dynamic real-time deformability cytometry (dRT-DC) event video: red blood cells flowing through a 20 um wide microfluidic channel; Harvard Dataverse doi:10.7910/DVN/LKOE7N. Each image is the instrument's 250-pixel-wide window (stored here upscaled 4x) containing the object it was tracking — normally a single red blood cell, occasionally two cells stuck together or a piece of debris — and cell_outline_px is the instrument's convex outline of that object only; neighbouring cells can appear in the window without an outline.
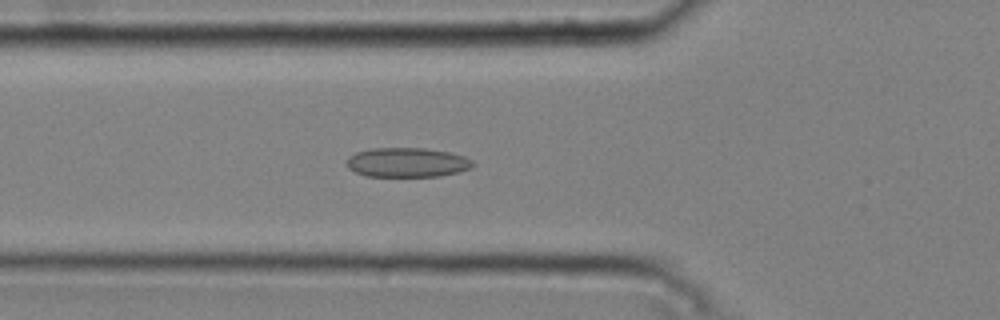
{"species": "common noctule bat (a hibernating species)", "species_latin": "Nyctalus noctula", "temperature_condition": "cold", "stored_images_in_passage": 48, "camera_frame_rate_fps": 3000, "um_per_image_px": 0.085, "animal": {"sex": "male", "body_mass_g": 20.4}, "frame": {"image": 1, "passage_image": 17, "time_ms": 5.333, "image_size_px": [1000, 320], "cell_outline_px": [[476, 164], [460, 172], [440, 176], [368, 176], [356, 172], [348, 168], [348, 156], [356, 152], [372, 148], [424, 148], [448, 152], [464, 156], [472, 160]], "centroid_in_image_um": [34.62, 13.8], "position_along_channel_um": 91.2, "area_um2": 21.56}}
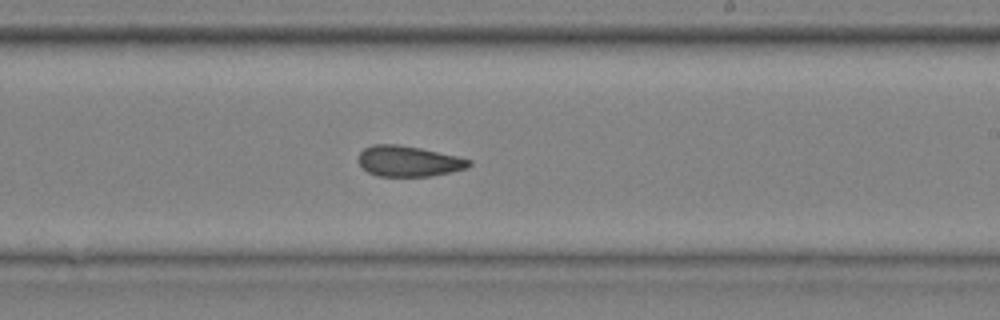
{"frame": {"image": 2, "passage_image": 30, "time_ms": 9.667, "image_size_px": [1000, 320], "cell_outline_px": [[472, 164], [468, 168], [432, 176], [376, 176], [368, 172], [360, 164], [360, 152], [364, 148], [372, 144], [396, 144], [420, 148], [456, 156], [472, 160]], "centroid_in_image_um": [34.75, 13.7], "position_along_channel_um": 254.3, "area_um2": 19.65}}
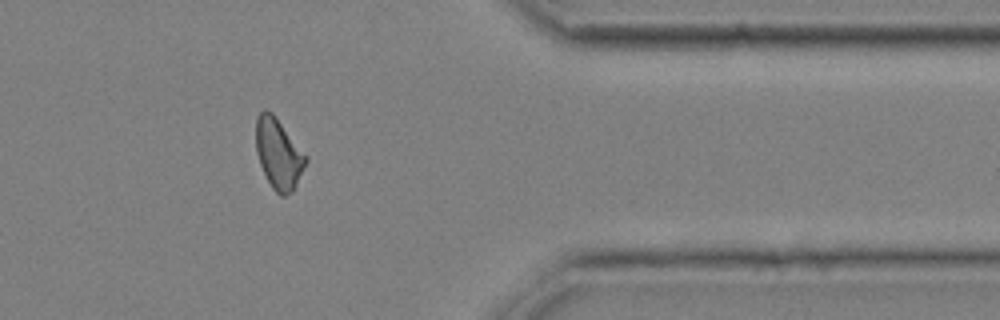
{"frame": {"image": 3, "passage_image": 42, "time_ms": 13.667, "image_size_px": [1000, 320], "cell_outline_px": [[308, 160], [292, 192], [284, 196], [280, 196], [272, 188], [260, 164], [256, 152], [256, 116], [264, 108], [272, 112], [308, 156]], "centroid_in_image_um": [23.68, 13.05], "position_along_channel_um": 387.7, "area_um2": 20.46}}